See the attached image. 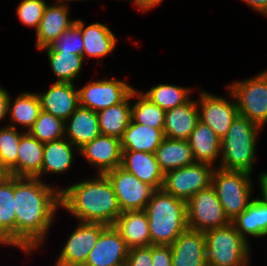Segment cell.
<instances>
[{
	"label": "cell",
	"instance_id": "6da1fadb",
	"mask_svg": "<svg viewBox=\"0 0 267 266\" xmlns=\"http://www.w3.org/2000/svg\"><path fill=\"white\" fill-rule=\"evenodd\" d=\"M16 248L25 254L43 245L61 208L60 188L37 177L14 176Z\"/></svg>",
	"mask_w": 267,
	"mask_h": 266
},
{
	"label": "cell",
	"instance_id": "7a4b0ae2",
	"mask_svg": "<svg viewBox=\"0 0 267 266\" xmlns=\"http://www.w3.org/2000/svg\"><path fill=\"white\" fill-rule=\"evenodd\" d=\"M61 209L77 222L114 225L121 214L113 187L105 174L85 178L60 189Z\"/></svg>",
	"mask_w": 267,
	"mask_h": 266
},
{
	"label": "cell",
	"instance_id": "3957f363",
	"mask_svg": "<svg viewBox=\"0 0 267 266\" xmlns=\"http://www.w3.org/2000/svg\"><path fill=\"white\" fill-rule=\"evenodd\" d=\"M151 245H172L188 228L186 202L162 189L155 190L144 209Z\"/></svg>",
	"mask_w": 267,
	"mask_h": 266
},
{
	"label": "cell",
	"instance_id": "277c9868",
	"mask_svg": "<svg viewBox=\"0 0 267 266\" xmlns=\"http://www.w3.org/2000/svg\"><path fill=\"white\" fill-rule=\"evenodd\" d=\"M261 129L259 125L238 115L221 139V159L217 167L253 175L257 138Z\"/></svg>",
	"mask_w": 267,
	"mask_h": 266
},
{
	"label": "cell",
	"instance_id": "5b68a950",
	"mask_svg": "<svg viewBox=\"0 0 267 266\" xmlns=\"http://www.w3.org/2000/svg\"><path fill=\"white\" fill-rule=\"evenodd\" d=\"M207 266H250L251 249L232 223L205 231Z\"/></svg>",
	"mask_w": 267,
	"mask_h": 266
},
{
	"label": "cell",
	"instance_id": "8992f818",
	"mask_svg": "<svg viewBox=\"0 0 267 266\" xmlns=\"http://www.w3.org/2000/svg\"><path fill=\"white\" fill-rule=\"evenodd\" d=\"M251 178L249 173L226 171L219 167L213 172L211 185L230 221L241 214L254 198Z\"/></svg>",
	"mask_w": 267,
	"mask_h": 266
},
{
	"label": "cell",
	"instance_id": "52a82bcc",
	"mask_svg": "<svg viewBox=\"0 0 267 266\" xmlns=\"http://www.w3.org/2000/svg\"><path fill=\"white\" fill-rule=\"evenodd\" d=\"M226 89L233 94L240 116L261 128L266 125L267 68L256 76L227 84Z\"/></svg>",
	"mask_w": 267,
	"mask_h": 266
},
{
	"label": "cell",
	"instance_id": "ba28073f",
	"mask_svg": "<svg viewBox=\"0 0 267 266\" xmlns=\"http://www.w3.org/2000/svg\"><path fill=\"white\" fill-rule=\"evenodd\" d=\"M187 226L201 232L231 223L212 185L202 189L186 202Z\"/></svg>",
	"mask_w": 267,
	"mask_h": 266
},
{
	"label": "cell",
	"instance_id": "9c48e42d",
	"mask_svg": "<svg viewBox=\"0 0 267 266\" xmlns=\"http://www.w3.org/2000/svg\"><path fill=\"white\" fill-rule=\"evenodd\" d=\"M216 167L195 162L192 165L164 173L162 190L187 202L192 196L212 184Z\"/></svg>",
	"mask_w": 267,
	"mask_h": 266
},
{
	"label": "cell",
	"instance_id": "30bf717a",
	"mask_svg": "<svg viewBox=\"0 0 267 266\" xmlns=\"http://www.w3.org/2000/svg\"><path fill=\"white\" fill-rule=\"evenodd\" d=\"M198 92L197 106L200 121L208 125L222 139L230 129L232 122L239 115L233 94L229 90L227 91L229 99L202 89Z\"/></svg>",
	"mask_w": 267,
	"mask_h": 266
},
{
	"label": "cell",
	"instance_id": "8fae6325",
	"mask_svg": "<svg viewBox=\"0 0 267 266\" xmlns=\"http://www.w3.org/2000/svg\"><path fill=\"white\" fill-rule=\"evenodd\" d=\"M120 206L121 213L144 210L155 189L121 167L105 173Z\"/></svg>",
	"mask_w": 267,
	"mask_h": 266
},
{
	"label": "cell",
	"instance_id": "7c38bea8",
	"mask_svg": "<svg viewBox=\"0 0 267 266\" xmlns=\"http://www.w3.org/2000/svg\"><path fill=\"white\" fill-rule=\"evenodd\" d=\"M134 89L118 78L89 81L78 88L79 105L95 112L121 103Z\"/></svg>",
	"mask_w": 267,
	"mask_h": 266
},
{
	"label": "cell",
	"instance_id": "4fadbf2b",
	"mask_svg": "<svg viewBox=\"0 0 267 266\" xmlns=\"http://www.w3.org/2000/svg\"><path fill=\"white\" fill-rule=\"evenodd\" d=\"M108 225L103 223L78 222L63 245L57 266H84L102 231Z\"/></svg>",
	"mask_w": 267,
	"mask_h": 266
},
{
	"label": "cell",
	"instance_id": "5bb4252c",
	"mask_svg": "<svg viewBox=\"0 0 267 266\" xmlns=\"http://www.w3.org/2000/svg\"><path fill=\"white\" fill-rule=\"evenodd\" d=\"M69 9L68 3L64 0H55L54 4L47 3L36 31L35 47L38 50L51 46L75 25L76 19L70 18Z\"/></svg>",
	"mask_w": 267,
	"mask_h": 266
},
{
	"label": "cell",
	"instance_id": "9a60e30c",
	"mask_svg": "<svg viewBox=\"0 0 267 266\" xmlns=\"http://www.w3.org/2000/svg\"><path fill=\"white\" fill-rule=\"evenodd\" d=\"M128 252L129 247L119 231L113 225H108L90 251L84 266L125 265Z\"/></svg>",
	"mask_w": 267,
	"mask_h": 266
},
{
	"label": "cell",
	"instance_id": "2e32d148",
	"mask_svg": "<svg viewBox=\"0 0 267 266\" xmlns=\"http://www.w3.org/2000/svg\"><path fill=\"white\" fill-rule=\"evenodd\" d=\"M78 154L96 168L97 174H105L121 165V141L119 138L100 134L79 148Z\"/></svg>",
	"mask_w": 267,
	"mask_h": 266
},
{
	"label": "cell",
	"instance_id": "e0dca14e",
	"mask_svg": "<svg viewBox=\"0 0 267 266\" xmlns=\"http://www.w3.org/2000/svg\"><path fill=\"white\" fill-rule=\"evenodd\" d=\"M42 111L62 119L64 122L79 106V92L74 83L56 82L38 92Z\"/></svg>",
	"mask_w": 267,
	"mask_h": 266
},
{
	"label": "cell",
	"instance_id": "ac0fdd59",
	"mask_svg": "<svg viewBox=\"0 0 267 266\" xmlns=\"http://www.w3.org/2000/svg\"><path fill=\"white\" fill-rule=\"evenodd\" d=\"M172 266H207L205 233L187 228L171 245Z\"/></svg>",
	"mask_w": 267,
	"mask_h": 266
},
{
	"label": "cell",
	"instance_id": "d6986e66",
	"mask_svg": "<svg viewBox=\"0 0 267 266\" xmlns=\"http://www.w3.org/2000/svg\"><path fill=\"white\" fill-rule=\"evenodd\" d=\"M80 19H76L75 26L81 31L82 40L84 42L83 57L86 58H104L113 54L117 45V37L111 31L108 25L103 23H92L85 26Z\"/></svg>",
	"mask_w": 267,
	"mask_h": 266
},
{
	"label": "cell",
	"instance_id": "ffe728a7",
	"mask_svg": "<svg viewBox=\"0 0 267 266\" xmlns=\"http://www.w3.org/2000/svg\"><path fill=\"white\" fill-rule=\"evenodd\" d=\"M120 167L155 190L162 188L164 173L160 170L154 153L122 150Z\"/></svg>",
	"mask_w": 267,
	"mask_h": 266
},
{
	"label": "cell",
	"instance_id": "44dd1931",
	"mask_svg": "<svg viewBox=\"0 0 267 266\" xmlns=\"http://www.w3.org/2000/svg\"><path fill=\"white\" fill-rule=\"evenodd\" d=\"M101 134L97 112L78 106L65 121L64 138L78 149Z\"/></svg>",
	"mask_w": 267,
	"mask_h": 266
},
{
	"label": "cell",
	"instance_id": "7402d4cb",
	"mask_svg": "<svg viewBox=\"0 0 267 266\" xmlns=\"http://www.w3.org/2000/svg\"><path fill=\"white\" fill-rule=\"evenodd\" d=\"M44 143L25 132L19 142L17 163L7 172L11 176L41 179Z\"/></svg>",
	"mask_w": 267,
	"mask_h": 266
},
{
	"label": "cell",
	"instance_id": "603a6c76",
	"mask_svg": "<svg viewBox=\"0 0 267 266\" xmlns=\"http://www.w3.org/2000/svg\"><path fill=\"white\" fill-rule=\"evenodd\" d=\"M199 121L197 100L190 99L187 103L166 111L164 137L187 140Z\"/></svg>",
	"mask_w": 267,
	"mask_h": 266
},
{
	"label": "cell",
	"instance_id": "cb8c5ba5",
	"mask_svg": "<svg viewBox=\"0 0 267 266\" xmlns=\"http://www.w3.org/2000/svg\"><path fill=\"white\" fill-rule=\"evenodd\" d=\"M113 226L129 248L151 245L148 216L144 210L122 212Z\"/></svg>",
	"mask_w": 267,
	"mask_h": 266
},
{
	"label": "cell",
	"instance_id": "d4e9b609",
	"mask_svg": "<svg viewBox=\"0 0 267 266\" xmlns=\"http://www.w3.org/2000/svg\"><path fill=\"white\" fill-rule=\"evenodd\" d=\"M195 162L216 165L221 159V139L206 124L199 121L187 139Z\"/></svg>",
	"mask_w": 267,
	"mask_h": 266
},
{
	"label": "cell",
	"instance_id": "484cf974",
	"mask_svg": "<svg viewBox=\"0 0 267 266\" xmlns=\"http://www.w3.org/2000/svg\"><path fill=\"white\" fill-rule=\"evenodd\" d=\"M14 200V176L7 175L0 181V245L16 248Z\"/></svg>",
	"mask_w": 267,
	"mask_h": 266
},
{
	"label": "cell",
	"instance_id": "4316f807",
	"mask_svg": "<svg viewBox=\"0 0 267 266\" xmlns=\"http://www.w3.org/2000/svg\"><path fill=\"white\" fill-rule=\"evenodd\" d=\"M231 223L249 243L248 237L262 238L267 236V203L258 197L252 199L248 207Z\"/></svg>",
	"mask_w": 267,
	"mask_h": 266
},
{
	"label": "cell",
	"instance_id": "83f0119b",
	"mask_svg": "<svg viewBox=\"0 0 267 266\" xmlns=\"http://www.w3.org/2000/svg\"><path fill=\"white\" fill-rule=\"evenodd\" d=\"M75 152H79V149L66 138L44 143L41 180L43 174L66 173L73 166Z\"/></svg>",
	"mask_w": 267,
	"mask_h": 266
},
{
	"label": "cell",
	"instance_id": "f1b7e54d",
	"mask_svg": "<svg viewBox=\"0 0 267 266\" xmlns=\"http://www.w3.org/2000/svg\"><path fill=\"white\" fill-rule=\"evenodd\" d=\"M154 154L163 173L195 163L187 140L164 137Z\"/></svg>",
	"mask_w": 267,
	"mask_h": 266
},
{
	"label": "cell",
	"instance_id": "f546056e",
	"mask_svg": "<svg viewBox=\"0 0 267 266\" xmlns=\"http://www.w3.org/2000/svg\"><path fill=\"white\" fill-rule=\"evenodd\" d=\"M41 111L42 108L38 92H21L14 101L10 96L8 104L10 123L7 125L17 129V125H19V127L21 126V128L23 127L25 129V132H28L39 117Z\"/></svg>",
	"mask_w": 267,
	"mask_h": 266
},
{
	"label": "cell",
	"instance_id": "4dcf8cb0",
	"mask_svg": "<svg viewBox=\"0 0 267 266\" xmlns=\"http://www.w3.org/2000/svg\"><path fill=\"white\" fill-rule=\"evenodd\" d=\"M163 139V129L138 124L131 119L120 141L122 150L155 153Z\"/></svg>",
	"mask_w": 267,
	"mask_h": 266
},
{
	"label": "cell",
	"instance_id": "1f68e13d",
	"mask_svg": "<svg viewBox=\"0 0 267 266\" xmlns=\"http://www.w3.org/2000/svg\"><path fill=\"white\" fill-rule=\"evenodd\" d=\"M131 93L121 102L97 112L101 134L121 139L131 121Z\"/></svg>",
	"mask_w": 267,
	"mask_h": 266
},
{
	"label": "cell",
	"instance_id": "d6a6232c",
	"mask_svg": "<svg viewBox=\"0 0 267 266\" xmlns=\"http://www.w3.org/2000/svg\"><path fill=\"white\" fill-rule=\"evenodd\" d=\"M47 53L52 73L58 78L56 82L74 83L78 79L83 63V55L69 52H54L49 46L41 49Z\"/></svg>",
	"mask_w": 267,
	"mask_h": 266
},
{
	"label": "cell",
	"instance_id": "836d02e7",
	"mask_svg": "<svg viewBox=\"0 0 267 266\" xmlns=\"http://www.w3.org/2000/svg\"><path fill=\"white\" fill-rule=\"evenodd\" d=\"M132 99H136V102L131 105V119L135 123L163 129L166 111L136 88L132 90Z\"/></svg>",
	"mask_w": 267,
	"mask_h": 266
},
{
	"label": "cell",
	"instance_id": "e575fe53",
	"mask_svg": "<svg viewBox=\"0 0 267 266\" xmlns=\"http://www.w3.org/2000/svg\"><path fill=\"white\" fill-rule=\"evenodd\" d=\"M190 87L161 83L151 87L143 94L164 111L187 103L191 94Z\"/></svg>",
	"mask_w": 267,
	"mask_h": 266
},
{
	"label": "cell",
	"instance_id": "d590c367",
	"mask_svg": "<svg viewBox=\"0 0 267 266\" xmlns=\"http://www.w3.org/2000/svg\"><path fill=\"white\" fill-rule=\"evenodd\" d=\"M65 122L52 114L41 111L28 133L42 143L64 138Z\"/></svg>",
	"mask_w": 267,
	"mask_h": 266
},
{
	"label": "cell",
	"instance_id": "8d00e7d4",
	"mask_svg": "<svg viewBox=\"0 0 267 266\" xmlns=\"http://www.w3.org/2000/svg\"><path fill=\"white\" fill-rule=\"evenodd\" d=\"M18 130L9 125L0 127V164L7 172L17 163L20 138L25 133Z\"/></svg>",
	"mask_w": 267,
	"mask_h": 266
},
{
	"label": "cell",
	"instance_id": "74e56055",
	"mask_svg": "<svg viewBox=\"0 0 267 266\" xmlns=\"http://www.w3.org/2000/svg\"><path fill=\"white\" fill-rule=\"evenodd\" d=\"M47 2L45 0H21L17 5V17L22 24L37 31Z\"/></svg>",
	"mask_w": 267,
	"mask_h": 266
},
{
	"label": "cell",
	"instance_id": "f35d334b",
	"mask_svg": "<svg viewBox=\"0 0 267 266\" xmlns=\"http://www.w3.org/2000/svg\"><path fill=\"white\" fill-rule=\"evenodd\" d=\"M54 52H69L82 55L84 42L81 31L74 25L71 29L64 32L59 39L49 46Z\"/></svg>",
	"mask_w": 267,
	"mask_h": 266
},
{
	"label": "cell",
	"instance_id": "ab89813d",
	"mask_svg": "<svg viewBox=\"0 0 267 266\" xmlns=\"http://www.w3.org/2000/svg\"><path fill=\"white\" fill-rule=\"evenodd\" d=\"M152 245L129 248L126 266H152Z\"/></svg>",
	"mask_w": 267,
	"mask_h": 266
},
{
	"label": "cell",
	"instance_id": "60d3db41",
	"mask_svg": "<svg viewBox=\"0 0 267 266\" xmlns=\"http://www.w3.org/2000/svg\"><path fill=\"white\" fill-rule=\"evenodd\" d=\"M152 266H172L171 245H152Z\"/></svg>",
	"mask_w": 267,
	"mask_h": 266
},
{
	"label": "cell",
	"instance_id": "b9f144b4",
	"mask_svg": "<svg viewBox=\"0 0 267 266\" xmlns=\"http://www.w3.org/2000/svg\"><path fill=\"white\" fill-rule=\"evenodd\" d=\"M8 90L0 86V121L8 117V104L10 95Z\"/></svg>",
	"mask_w": 267,
	"mask_h": 266
},
{
	"label": "cell",
	"instance_id": "7bdbcfd3",
	"mask_svg": "<svg viewBox=\"0 0 267 266\" xmlns=\"http://www.w3.org/2000/svg\"><path fill=\"white\" fill-rule=\"evenodd\" d=\"M128 1V0H127ZM133 2L134 6H136L141 12H148L152 10V8L160 5L164 0H129Z\"/></svg>",
	"mask_w": 267,
	"mask_h": 266
},
{
	"label": "cell",
	"instance_id": "ee69618b",
	"mask_svg": "<svg viewBox=\"0 0 267 266\" xmlns=\"http://www.w3.org/2000/svg\"><path fill=\"white\" fill-rule=\"evenodd\" d=\"M254 11L267 17V0H242Z\"/></svg>",
	"mask_w": 267,
	"mask_h": 266
},
{
	"label": "cell",
	"instance_id": "f6af8a7d",
	"mask_svg": "<svg viewBox=\"0 0 267 266\" xmlns=\"http://www.w3.org/2000/svg\"><path fill=\"white\" fill-rule=\"evenodd\" d=\"M258 177H259L258 184L260 188L259 190L262 194L261 197H258V198L264 201L265 203H267V171L260 173Z\"/></svg>",
	"mask_w": 267,
	"mask_h": 266
},
{
	"label": "cell",
	"instance_id": "bcb514c9",
	"mask_svg": "<svg viewBox=\"0 0 267 266\" xmlns=\"http://www.w3.org/2000/svg\"><path fill=\"white\" fill-rule=\"evenodd\" d=\"M8 175L7 171L0 164V181Z\"/></svg>",
	"mask_w": 267,
	"mask_h": 266
},
{
	"label": "cell",
	"instance_id": "7dc6e473",
	"mask_svg": "<svg viewBox=\"0 0 267 266\" xmlns=\"http://www.w3.org/2000/svg\"><path fill=\"white\" fill-rule=\"evenodd\" d=\"M64 1H66V2H68V1H72V0H64ZM73 1H75V0H73ZM79 1V0H78ZM80 1H84V0H80ZM89 1V0H88Z\"/></svg>",
	"mask_w": 267,
	"mask_h": 266
}]
</instances>
